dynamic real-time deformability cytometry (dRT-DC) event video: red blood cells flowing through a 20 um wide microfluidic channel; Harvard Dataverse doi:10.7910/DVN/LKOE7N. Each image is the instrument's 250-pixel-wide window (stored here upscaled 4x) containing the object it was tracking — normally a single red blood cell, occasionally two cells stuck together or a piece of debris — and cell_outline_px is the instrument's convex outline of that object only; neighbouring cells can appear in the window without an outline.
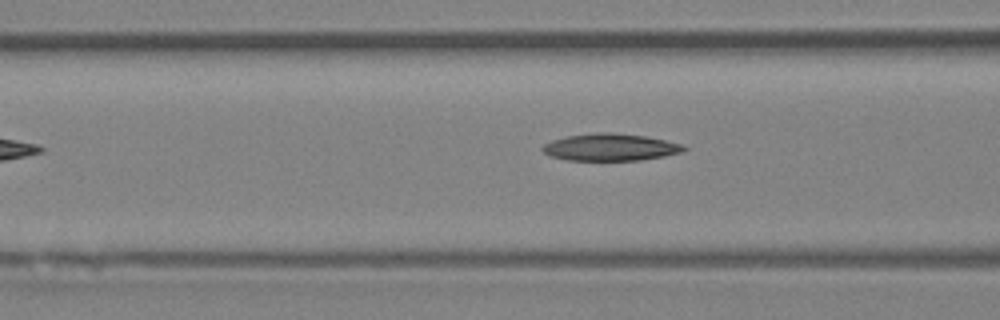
{"species": "Egyptian fruit bat (a non-hibernating species)", "species_latin": "Rousettus aegyptiacus", "temperature_condition": "room temperature", "stored_images_in_passage": 7, "segment_of_instrument_passage": [2, 2], "camera_frame_rate_fps": 3000, "um_per_image_px": 0.085, "animal": {"sex": "female"}, "frame": {"image": 1, "passage_image": 7, "time_ms": 7.667, "image_size_px": [1000, 320], "cell_outline_px": [[688, 148], [680, 152], [664, 156], [640, 160], [568, 160], [552, 156], [544, 152], [540, 148], [544, 144], [552, 140], [564, 136], [596, 132], [612, 132], [644, 136], [664, 140], [680, 144]], "centroid_in_image_um": [51.83, 12.5], "position_along_channel_um": 114.8, "area_um2": 22.2}}